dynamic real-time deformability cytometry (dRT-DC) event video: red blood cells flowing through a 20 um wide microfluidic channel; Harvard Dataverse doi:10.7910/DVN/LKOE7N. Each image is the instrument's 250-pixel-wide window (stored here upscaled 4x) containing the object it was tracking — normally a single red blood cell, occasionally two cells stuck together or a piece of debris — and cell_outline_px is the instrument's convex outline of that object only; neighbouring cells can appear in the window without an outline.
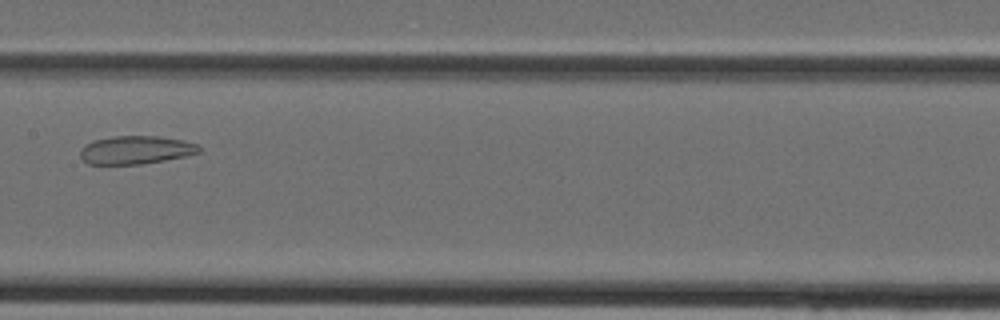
{"species": "Egyptian fruit bat (a non-hibernating species)", "species_latin": "Rousettus aegyptiacus", "temperature_condition": "cold", "stored_images_in_passage": 37, "camera_frame_rate_fps": 3000, "um_per_image_px": 0.085, "animal": {"sex": "female"}, "frame": {"image": 1, "passage_image": 18, "time_ms": 5.667, "image_size_px": [1000, 320], "cell_outline_px": [[200, 152], [184, 156], [164, 160], [140, 164], [88, 164], [80, 156], [80, 148], [84, 144], [92, 140], [116, 136], [156, 136], [180, 140], [196, 144], [200, 148]], "centroid_in_image_um": [11.48, 12.74], "position_along_channel_um": 195.9, "area_um2": 19.36}}
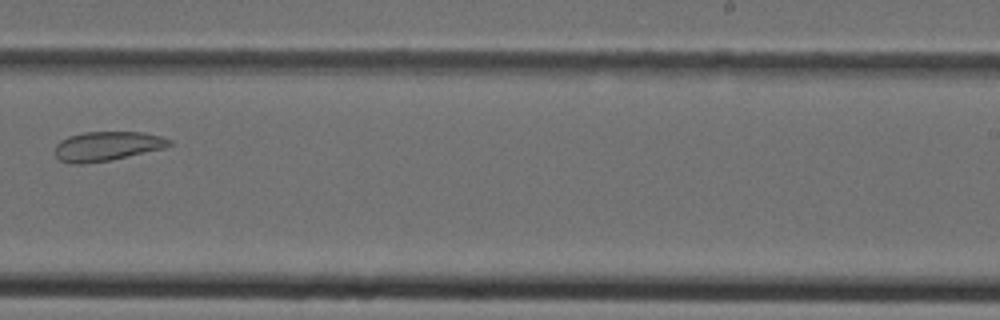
{"frame": {"image": 2, "passage_image": 23, "time_ms": 7.333, "image_size_px": [1000, 320], "cell_outline_px": [[172, 144], [164, 148], [108, 160], [84, 164], [72, 164], [60, 160], [56, 156], [56, 144], [60, 140], [68, 136], [84, 132], [144, 132], [160, 136], [172, 140]], "centroid_in_image_um": [9.08, 12.41], "position_along_channel_um": 279.9, "area_um2": 19.42}}
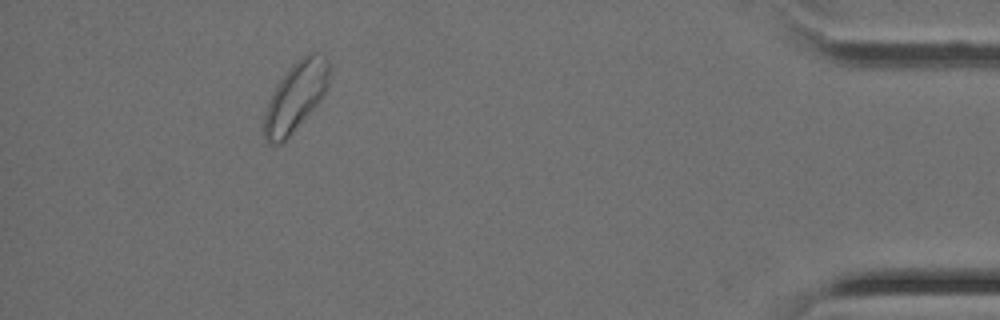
{"frame": {"image": 3, "passage_image": 34, "time_ms": 11.0, "image_size_px": [1000, 320], "cell_outline_px": [[328, 84], [320, 100], [288, 136], [280, 144], [268, 144], [264, 140], [264, 112], [268, 100], [272, 92], [288, 68], [296, 60], [308, 52], [320, 52], [328, 60]], "centroid_in_image_um": [25.09, 8.18], "position_along_channel_um": 410.1, "area_um2": 25.89}}